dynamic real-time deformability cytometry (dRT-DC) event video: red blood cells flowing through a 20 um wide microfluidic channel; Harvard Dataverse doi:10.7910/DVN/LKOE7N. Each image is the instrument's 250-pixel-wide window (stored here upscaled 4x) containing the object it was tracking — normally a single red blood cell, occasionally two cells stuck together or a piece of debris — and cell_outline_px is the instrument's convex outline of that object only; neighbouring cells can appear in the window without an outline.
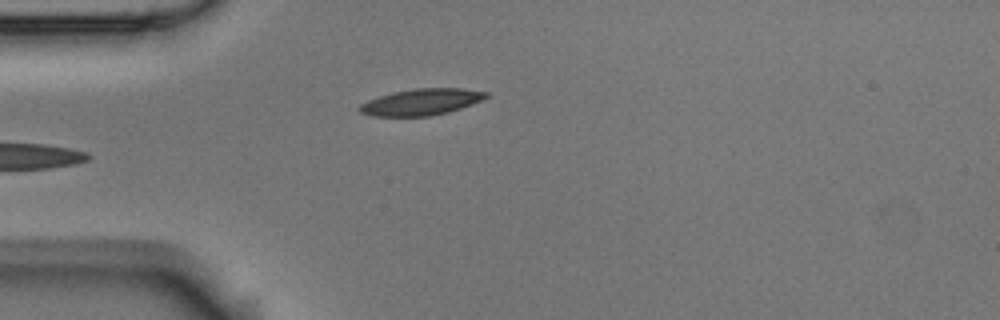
{"species": "Egyptian fruit bat (a non-hibernating species)", "species_latin": "Rousettus aegyptiacus", "temperature_condition": "room temperature", "stored_images_in_passage": 4, "camera_frame_rate_fps": 3000, "um_per_image_px": 0.085, "animal": {"sex": "male"}, "frame": {"image": 1, "passage_image": 4, "time_ms": 1.0, "image_size_px": [1000, 320], "cell_outline_px": [[488, 96], [480, 100], [460, 108], [448, 112], [428, 116], [372, 116], [360, 112], [356, 108], [360, 104], [368, 100], [392, 92], [416, 88], [460, 88], [488, 92]], "centroid_in_image_um": [35.76, 8.67], "position_along_channel_um": 49.2, "area_um2": 19.31}}